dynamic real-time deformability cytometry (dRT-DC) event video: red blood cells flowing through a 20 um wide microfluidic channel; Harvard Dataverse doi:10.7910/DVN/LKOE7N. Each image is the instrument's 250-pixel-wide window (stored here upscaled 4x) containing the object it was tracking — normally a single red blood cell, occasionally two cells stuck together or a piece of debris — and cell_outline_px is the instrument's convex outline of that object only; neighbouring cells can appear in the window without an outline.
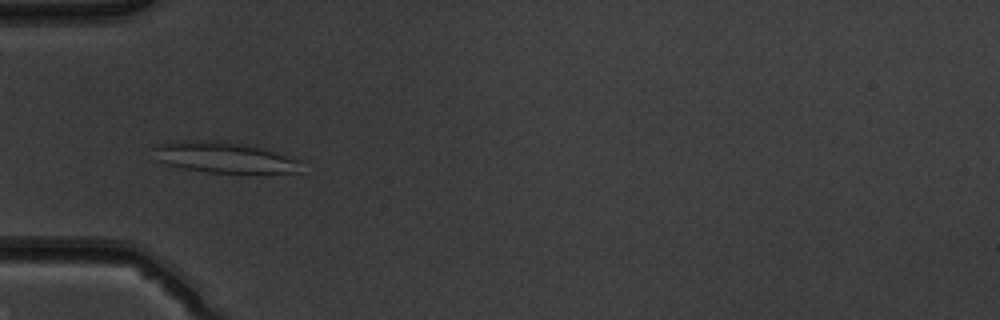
{"species": "common noctule bat (a hibernating species)", "species_latin": "Nyctalus noctula", "temperature_condition": "warm", "stored_images_in_passage": 50, "camera_frame_rate_fps": 3000, "um_per_image_px": 0.085, "animal": {"sex": "male", "body_mass_g": 19.5, "forearm_length_mm": 54.6}, "frame": {"image": 1, "passage_image": 16, "time_ms": 5.0, "image_size_px": [1000, 320], "cell_outline_px": [[304, 160], [300, 172], [256, 176], [208, 172], [184, 168], [168, 164], [156, 160], [152, 148], [156, 144], [172, 140], [220, 140], [240, 144]], "centroid_in_image_um": [19.11, 13.43], "position_along_channel_um": 65.9, "area_um2": 27.63}}
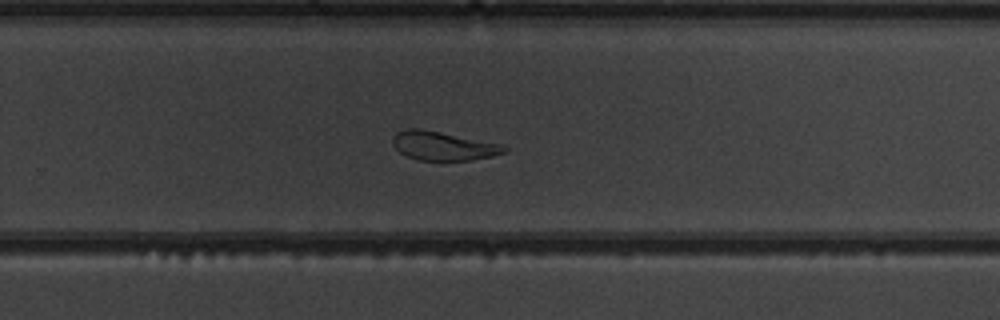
{"frame": {"image": 2, "passage_image": 33, "time_ms": 10.667, "image_size_px": [1000, 320], "cell_outline_px": [[508, 152], [492, 156], [472, 160], [420, 160], [408, 156], [400, 152], [392, 144], [392, 136], [396, 132], [408, 128], [420, 128], [500, 144], [508, 148]], "centroid_in_image_um": [37.65, 12.4], "position_along_channel_um": 292.1, "area_um2": 18.61}}
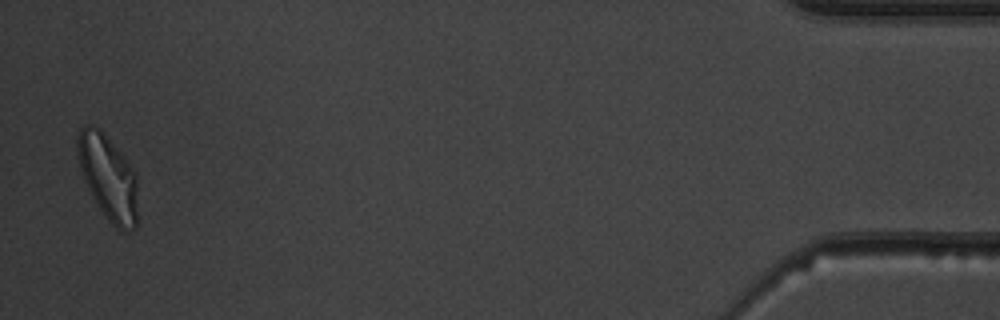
{"frame": {"image": 3, "passage_image": 49, "time_ms": 16.0, "image_size_px": [1000, 320], "cell_outline_px": [[136, 228], [120, 232], [112, 224], [100, 208], [88, 188], [84, 180], [80, 168], [76, 152], [76, 136], [80, 128], [84, 124], [92, 124], [100, 128], [120, 152], [136, 172]], "centroid_in_image_um": [9.16, 15.02], "position_along_channel_um": 426.0, "area_um2": 29.77}, "authors_computed_cell_mechanics": {"area_um2": 23.9581, "velocity_mm_per_s": 4.028, "shape_relaxation_time_tau1_ms": null, "shape_relaxation_time_tau2_ms": 3.34, "deformation_change_tau1": null, "deformation_change_tau2": 0.0968}}